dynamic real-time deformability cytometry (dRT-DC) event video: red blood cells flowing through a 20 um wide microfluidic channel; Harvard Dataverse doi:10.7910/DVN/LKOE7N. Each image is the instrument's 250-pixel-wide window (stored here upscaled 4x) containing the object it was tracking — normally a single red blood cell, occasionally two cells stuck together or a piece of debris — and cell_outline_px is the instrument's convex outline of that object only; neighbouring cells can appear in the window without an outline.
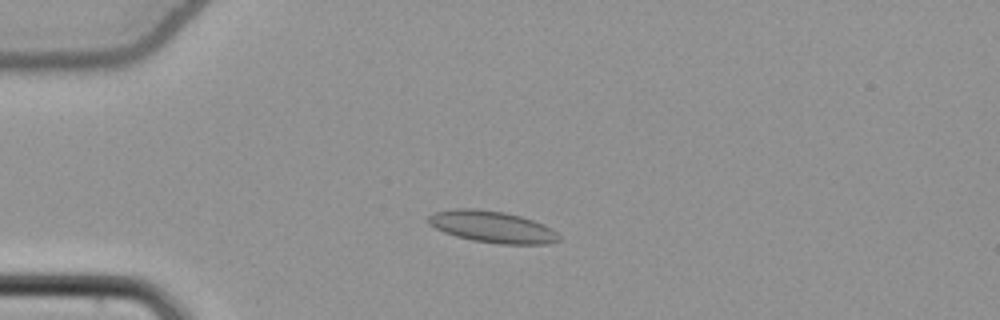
{"species": "common noctule bat (a hibernating species)", "species_latin": "Nyctalus noctula", "temperature_condition": "cold", "stored_images_in_passage": 53, "camera_frame_rate_fps": 3000, "um_per_image_px": 0.085, "animal": {"sex": "female", "body_mass_g": 22.7, "forearm_length_mm": 54.2}, "frame": {"image": 1, "passage_image": 13, "time_ms": 4.0, "image_size_px": [1000, 320], "cell_outline_px": [[560, 240], [548, 244], [500, 244], [472, 240], [456, 236], [444, 232], [428, 224], [428, 216], [436, 212], [456, 208], [476, 208], [504, 212], [520, 216], [544, 224], [552, 228], [560, 236]], "centroid_in_image_um": [41.85, 19.28], "position_along_channel_um": 43.1, "area_um2": 24.1}}
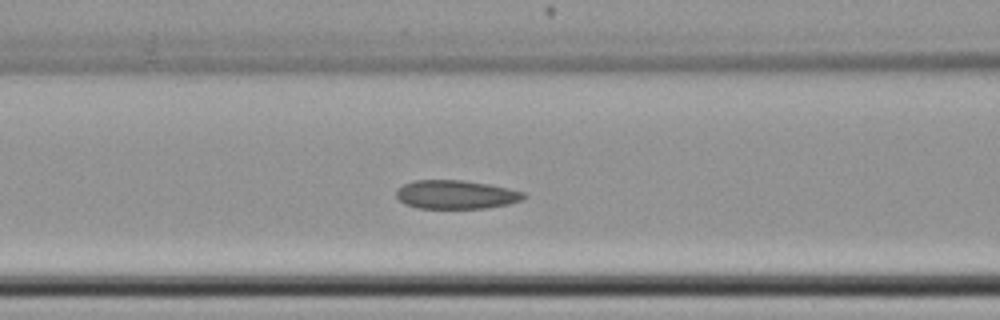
{"frame": {"image": 2, "passage_image": 22, "time_ms": 7.0, "image_size_px": [1000, 320], "cell_outline_px": [[528, 196], [524, 200], [508, 204], [484, 208], [416, 208], [404, 204], [396, 196], [396, 188], [404, 184], [416, 180], [464, 180], [488, 184], [508, 188], [524, 192]], "centroid_in_image_um": [38.76, 16.54], "position_along_channel_um": 127.8, "area_um2": 21.44}}
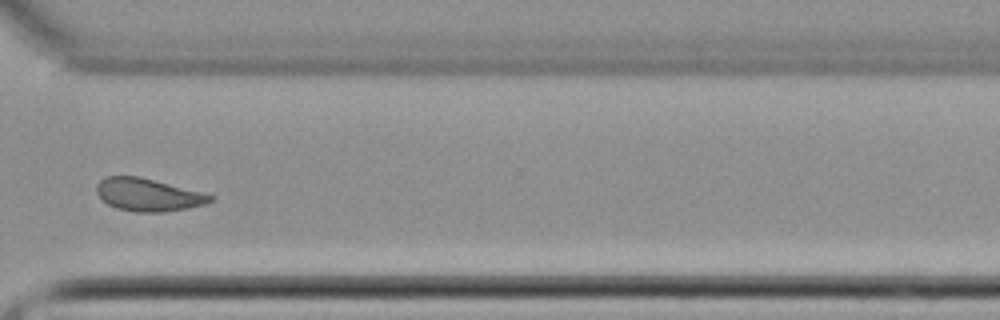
{"frame": {"image": 3, "passage_image": 40, "time_ms": 13.0, "image_size_px": [1000, 320], "cell_outline_px": [[216, 196], [208, 204], [164, 212], [136, 212], [116, 208], [108, 204], [96, 192], [96, 184], [100, 180], [108, 176], [140, 176], [204, 192]], "centroid_in_image_um": [12.63, 16.55], "position_along_channel_um": 358.0, "area_um2": 21.85}, "authors_computed_cell_mechanics": {"area_um2": 21.9062, "velocity_mm_per_s": 3.8332, "shape_relaxation_time_tau1_ms": null, "shape_relaxation_time_tau2_ms": 2.6711, "deformation_change_tau1": null, "deformation_change_tau2": 0.0818}}